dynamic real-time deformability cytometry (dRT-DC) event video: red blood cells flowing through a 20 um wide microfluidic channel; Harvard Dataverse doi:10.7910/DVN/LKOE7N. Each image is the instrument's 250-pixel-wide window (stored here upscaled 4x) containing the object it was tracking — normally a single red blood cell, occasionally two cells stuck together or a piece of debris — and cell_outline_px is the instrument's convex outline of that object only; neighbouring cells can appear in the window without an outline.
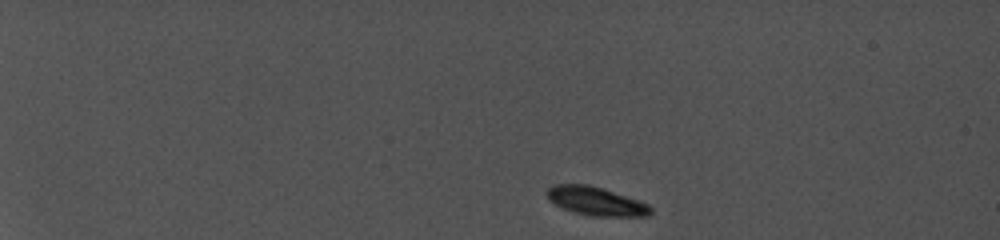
{"species": "common noctule bat (a hibernating species)", "species_latin": "Nyctalus noctula", "temperature_condition": "cold", "stored_images_in_passage": 51, "camera_frame_rate_fps": 5000, "um_per_image_px": 0.085, "animal": {"sex": "female", "body_mass_g": 19.0, "forearm_length_mm": 56.7}, "frame": {"image": 1, "passage_image": 1, "time_ms": 0.0, "image_size_px": [1000, 240], "cell_outline_px": [[652, 212], [648, 216], [588, 216], [572, 212], [548, 200], [548, 188], [552, 184], [588, 184], [648, 204], [652, 208]], "centroid_in_image_um": [50.63, 17.11], "position_along_channel_um": 34.4, "area_um2": 16.99}}
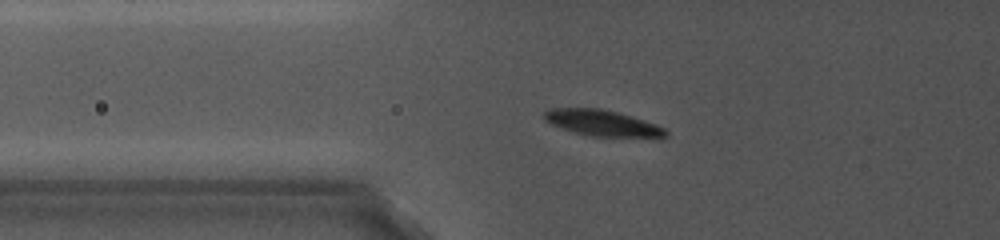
{"frame": {"image": 2, "passage_image": 18, "time_ms": 4.4, "image_size_px": [1000, 240], "cell_outline_px": [[668, 136], [660, 140], [592, 136], [576, 132], [552, 124], [544, 120], [544, 112], [548, 108], [600, 108], [616, 112], [644, 120], [656, 124], [664, 128], [668, 132]], "centroid_in_image_um": [51.34, 10.5], "position_along_channel_um": 74.5, "area_um2": 18.96}}
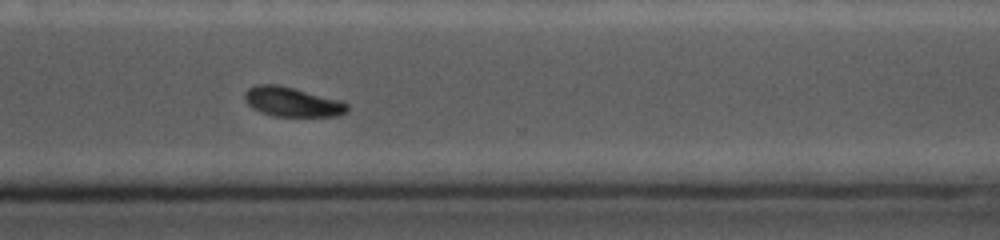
{"frame": {"image": 3, "passage_image": 47, "time_ms": 11.8, "image_size_px": [1000, 240], "cell_outline_px": [[348, 108], [344, 112], [336, 116], [272, 116], [260, 112], [252, 108], [244, 100], [244, 92], [248, 88], [256, 84], [276, 84], [344, 100], [348, 104]], "centroid_in_image_um": [24.81, 8.65], "position_along_channel_um": 345.8, "area_um2": 17.8}}